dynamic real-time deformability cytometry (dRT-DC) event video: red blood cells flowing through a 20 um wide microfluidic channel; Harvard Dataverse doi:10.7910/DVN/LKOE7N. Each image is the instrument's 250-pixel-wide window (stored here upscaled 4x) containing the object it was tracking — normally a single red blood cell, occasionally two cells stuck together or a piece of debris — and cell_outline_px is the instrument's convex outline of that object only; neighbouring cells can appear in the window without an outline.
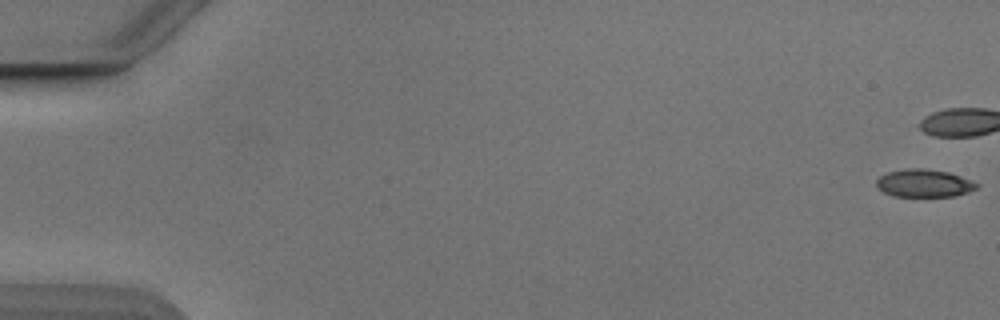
{"species": "Egyptian fruit bat (a non-hibernating species)", "species_latin": "Rousettus aegyptiacus", "temperature_condition": "cold", "stored_images_in_passage": 43, "camera_frame_rate_fps": 3000, "um_per_image_px": 0.085, "animal": {"sex": "male"}, "frame": {"image": 1, "passage_image": 1, "time_ms": 0.0, "image_size_px": [1000, 320], "cell_outline_px": [[980, 184], [976, 188], [968, 192], [952, 196], [892, 196], [884, 192], [876, 184], [876, 180], [880, 176], [888, 172], [904, 168], [920, 168], [948, 172], [972, 180]], "centroid_in_image_um": [78.55, 15.57], "position_along_channel_um": 6.5, "area_um2": 16.13}}